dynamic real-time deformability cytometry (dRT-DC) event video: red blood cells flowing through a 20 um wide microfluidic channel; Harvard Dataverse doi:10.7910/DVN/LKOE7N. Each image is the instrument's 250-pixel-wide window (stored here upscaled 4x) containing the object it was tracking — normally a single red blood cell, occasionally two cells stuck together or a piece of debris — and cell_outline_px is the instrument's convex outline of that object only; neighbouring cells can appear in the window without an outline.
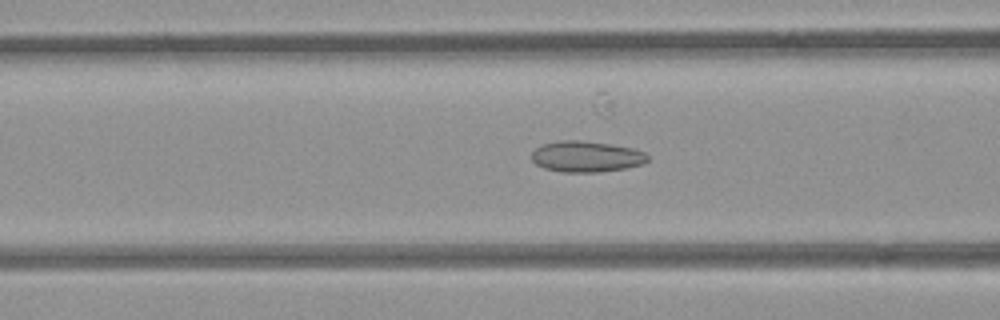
{"species": "common noctule bat (a hibernating species)", "species_latin": "Nyctalus noctula", "temperature_condition": "room temperature", "stored_images_in_passage": 54, "camera_frame_rate_fps": 3000, "um_per_image_px": 0.085, "animal": {"sex": "female", "body_mass_g": 21.9}, "frame": {"image": 1, "passage_image": 21, "time_ms": 6.667, "image_size_px": [1000, 320], "cell_outline_px": [[648, 160], [644, 164], [628, 168], [600, 172], [560, 172], [544, 168], [536, 164], [532, 160], [532, 152], [536, 148], [544, 144], [564, 140], [580, 140], [608, 144], [632, 148], [644, 152], [648, 156]], "centroid_in_image_um": [49.85, 13.32], "position_along_channel_um": 116.7, "area_um2": 20.92}}
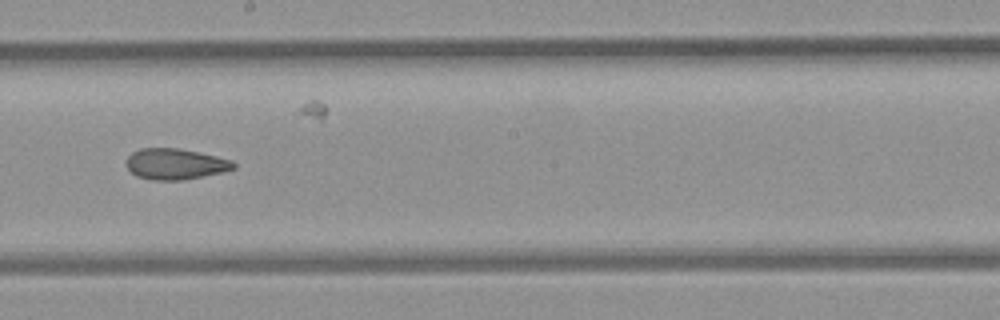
{"frame": {"image": 2, "passage_image": 30, "time_ms": 9.667, "image_size_px": [1000, 320], "cell_outline_px": [[236, 168], [220, 172], [184, 180], [152, 180], [136, 176], [124, 164], [128, 156], [132, 152], [140, 148], [180, 148], [216, 156], [232, 160], [236, 164]], "centroid_in_image_um": [14.87, 13.93], "position_along_channel_um": 233.3, "area_um2": 19.36}}
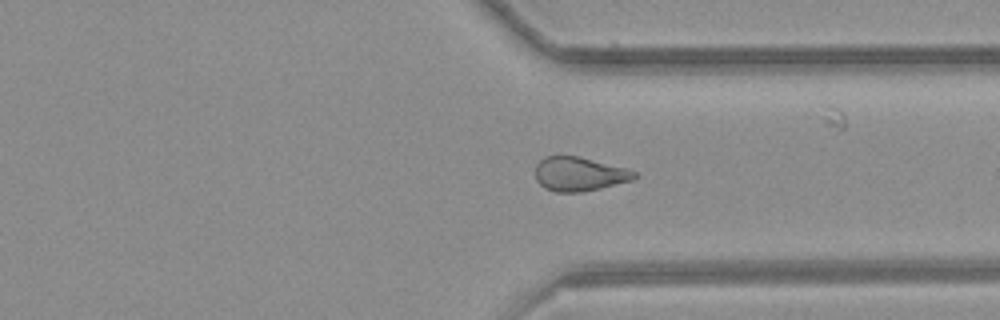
{"frame": {"image": 3, "passage_image": 40, "time_ms": 13.0, "image_size_px": [1000, 320], "cell_outline_px": [[636, 176], [632, 180], [600, 188], [580, 192], [556, 192], [544, 188], [536, 180], [536, 164], [544, 156], [576, 156], [628, 168], [636, 172]], "centroid_in_image_um": [49.22, 14.79], "position_along_channel_um": 362.2, "area_um2": 19.54}, "authors_computed_cell_mechanics": {"area_um2": 20.8947, "velocity_mm_per_s": 3.8737, "shape_relaxation_time_tau1_ms": null, "shape_relaxation_time_tau2_ms": 3.5033, "deformation_change_tau1": null, "deformation_change_tau2": 0.1106}}